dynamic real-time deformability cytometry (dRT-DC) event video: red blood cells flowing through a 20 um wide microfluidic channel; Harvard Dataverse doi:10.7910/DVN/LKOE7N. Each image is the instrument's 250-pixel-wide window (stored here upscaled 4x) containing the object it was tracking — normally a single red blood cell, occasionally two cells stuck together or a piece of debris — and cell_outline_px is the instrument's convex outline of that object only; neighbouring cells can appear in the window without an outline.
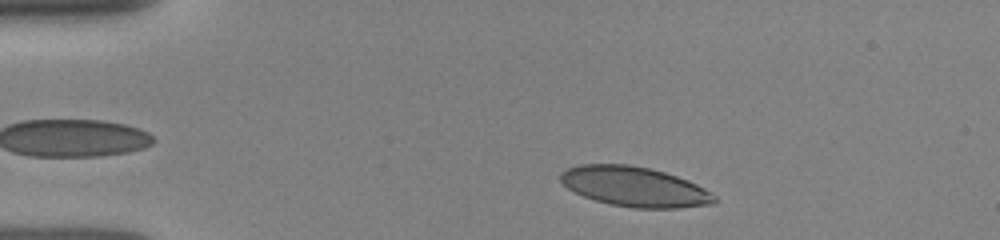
{"species": "human", "species_latin": "Homo sapiens", "temperature_condition": "room temperature", "stored_images_in_passage": 29, "camera_frame_rate_fps": 3000, "um_per_image_px": 0.085, "donor": {"sex": "female"}, "frame": {"image": 1, "passage_image": 3, "time_ms": 0.667, "image_size_px": [1000, 240], "cell_outline_px": [[716, 204], [676, 208], [632, 208], [608, 204], [584, 196], [568, 188], [560, 180], [560, 172], [568, 168], [580, 164], [628, 164], [648, 168], [664, 172], [688, 180], [704, 188], [716, 196]], "centroid_in_image_um": [53.95, 15.87], "position_along_channel_um": 31.1, "area_um2": 35.72}}
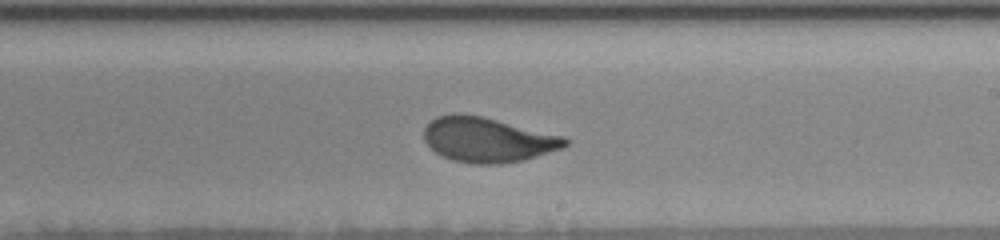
{"frame": {"image": 2, "passage_image": 18, "time_ms": 7.333, "image_size_px": [1000, 240], "cell_outline_px": [[568, 144], [560, 148], [524, 160], [500, 164], [476, 164], [452, 160], [436, 152], [424, 140], [424, 128], [436, 116], [452, 112], [460, 112], [480, 116], [564, 136], [568, 140]], "centroid_in_image_um": [41.41, 11.86], "position_along_channel_um": 247.6, "area_um2": 36.65}}
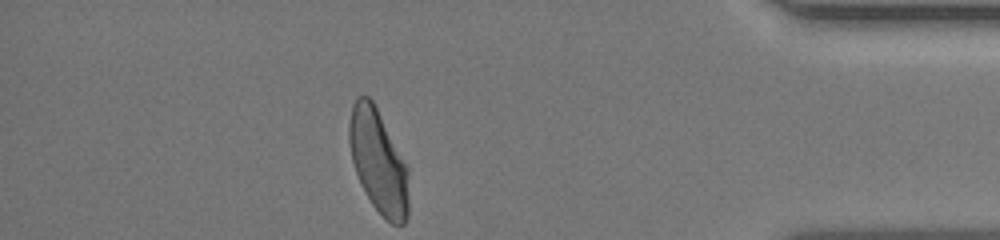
{"frame": {"image": 3, "passage_image": 29, "time_ms": 12.0, "image_size_px": [1000, 240], "cell_outline_px": [[408, 216], [404, 224], [392, 224], [372, 204], [356, 172], [352, 160], [348, 140], [348, 124], [352, 104], [356, 96], [368, 96], [372, 100], [408, 164]], "centroid_in_image_um": [32.17, 13.68], "position_along_channel_um": 403.0, "area_um2": 35.89}}